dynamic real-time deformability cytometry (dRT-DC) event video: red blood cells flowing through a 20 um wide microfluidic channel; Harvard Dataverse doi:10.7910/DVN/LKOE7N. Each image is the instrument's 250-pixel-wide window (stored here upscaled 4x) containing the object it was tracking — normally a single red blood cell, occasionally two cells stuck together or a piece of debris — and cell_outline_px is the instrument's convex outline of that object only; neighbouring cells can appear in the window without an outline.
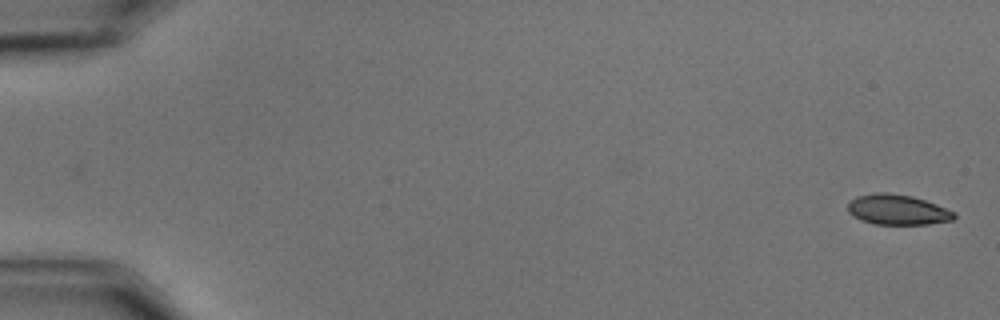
{"species": "common noctule bat (a hibernating species)", "species_latin": "Nyctalus noctula", "temperature_condition": "cold", "stored_images_in_passage": 32, "camera_frame_rate_fps": 3000, "um_per_image_px": 0.085, "animal": {"sex": "male", "body_mass_g": 15.6}, "frame": {"image": 1, "passage_image": 1, "time_ms": 0.0, "image_size_px": [1000, 320], "cell_outline_px": [[956, 216], [952, 220], [928, 224], [872, 224], [860, 220], [852, 216], [848, 212], [848, 200], [856, 196], [876, 192], [888, 192], [912, 196], [936, 204], [956, 212]], "centroid_in_image_um": [76.25, 17.82], "position_along_channel_um": 8.8, "area_um2": 18.96}}
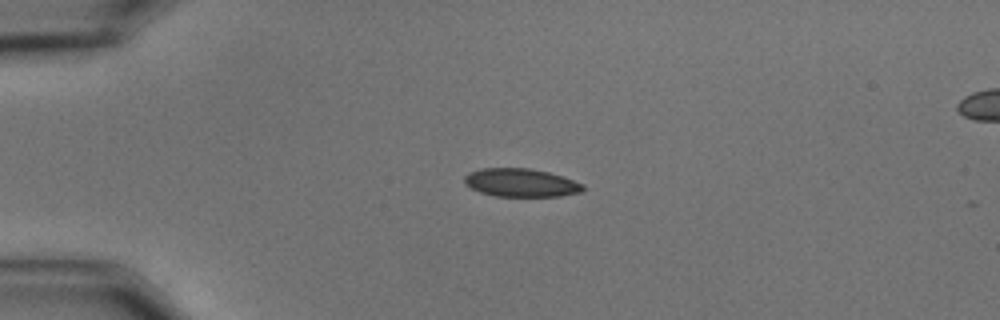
{"frame": {"image": 2, "passage_image": 14, "time_ms": 4.333, "image_size_px": [1000, 320], "cell_outline_px": [[584, 192], [560, 196], [496, 196], [480, 192], [464, 184], [464, 176], [468, 172], [480, 168], [528, 168], [548, 172], [564, 176], [584, 184]], "centroid_in_image_um": [44.29, 15.52], "position_along_channel_um": 40.7, "area_um2": 19.71}}
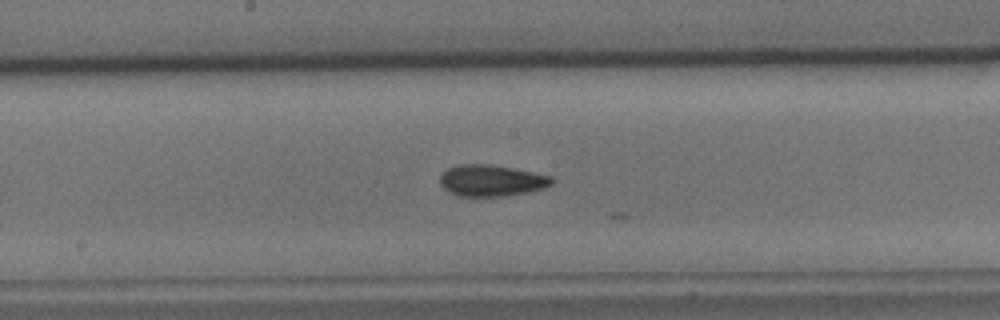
{"frame": {"image": 3, "passage_image": 31, "time_ms": 10.0, "image_size_px": [1000, 320], "cell_outline_px": [[552, 184], [544, 188], [528, 192], [504, 196], [460, 196], [448, 192], [440, 184], [440, 176], [448, 168], [456, 164], [488, 164], [512, 168], [552, 176]], "centroid_in_image_um": [41.75, 15.35], "position_along_channel_um": 206.5, "area_um2": 20.4}}